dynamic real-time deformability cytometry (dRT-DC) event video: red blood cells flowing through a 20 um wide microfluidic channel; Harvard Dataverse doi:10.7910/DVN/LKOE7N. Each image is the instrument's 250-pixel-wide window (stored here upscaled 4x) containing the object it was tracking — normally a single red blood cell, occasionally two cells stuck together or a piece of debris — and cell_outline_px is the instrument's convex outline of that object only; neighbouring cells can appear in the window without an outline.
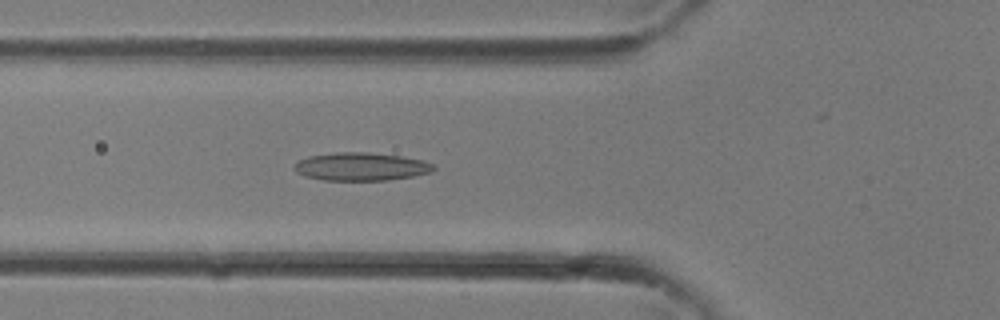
{"species": "common noctule bat (a hibernating species)", "species_latin": "Nyctalus noctula", "temperature_condition": "room temperature", "stored_images_in_passage": 33, "camera_frame_rate_fps": 3000, "um_per_image_px": 0.085, "animal": {"sex": "female"}, "frame": {"image": 1, "passage_image": 12, "time_ms": 3.667, "image_size_px": [1000, 320], "cell_outline_px": [[436, 168], [432, 172], [412, 176], [388, 180], [324, 180], [304, 176], [296, 172], [292, 168], [292, 164], [308, 156], [336, 152], [368, 152], [400, 156], [424, 160], [432, 164]], "centroid_in_image_um": [30.66, 14.16], "position_along_channel_um": 95.1, "area_um2": 22.89}}
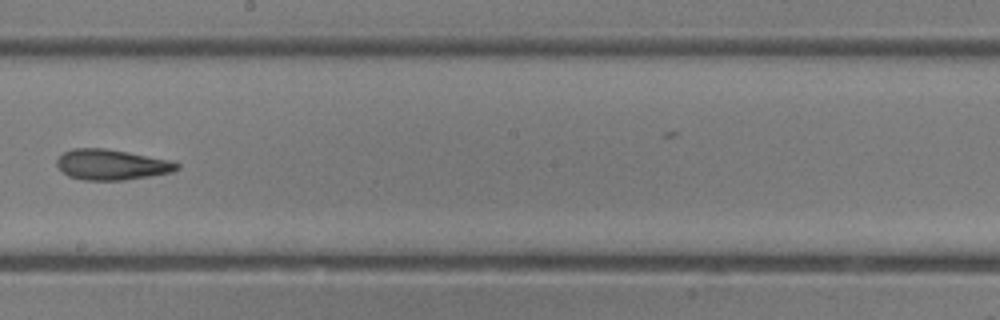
{"frame": {"image": 2, "passage_image": 19, "time_ms": 6.0, "image_size_px": [1000, 320], "cell_outline_px": [[180, 168], [172, 172], [124, 180], [84, 180], [68, 176], [56, 164], [56, 160], [64, 152], [72, 148], [104, 148], [128, 152], [168, 160], [180, 164]], "centroid_in_image_um": [9.47, 13.99], "position_along_channel_um": 238.7, "area_um2": 21.15}}
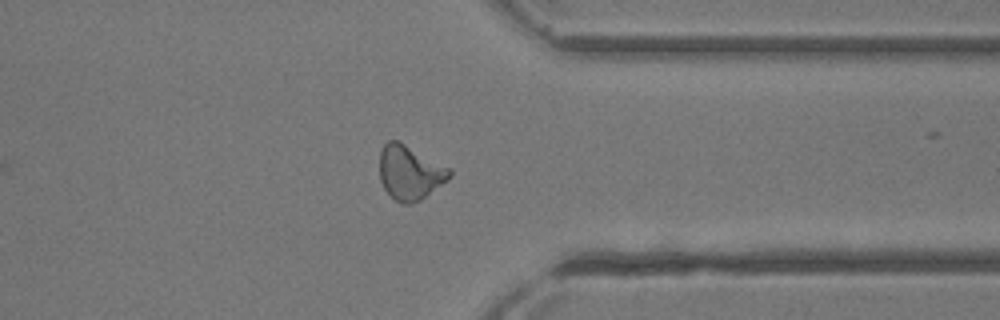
{"frame": {"image": 3, "passage_image": 26, "time_ms": 8.333, "image_size_px": [1000, 320], "cell_outline_px": [[452, 176], [448, 180], [420, 200], [412, 204], [400, 204], [384, 188], [380, 180], [380, 152], [384, 144], [388, 140], [396, 140], [452, 168]], "centroid_in_image_um": [34.86, 14.67], "position_along_channel_um": 376.5, "area_um2": 22.14}}